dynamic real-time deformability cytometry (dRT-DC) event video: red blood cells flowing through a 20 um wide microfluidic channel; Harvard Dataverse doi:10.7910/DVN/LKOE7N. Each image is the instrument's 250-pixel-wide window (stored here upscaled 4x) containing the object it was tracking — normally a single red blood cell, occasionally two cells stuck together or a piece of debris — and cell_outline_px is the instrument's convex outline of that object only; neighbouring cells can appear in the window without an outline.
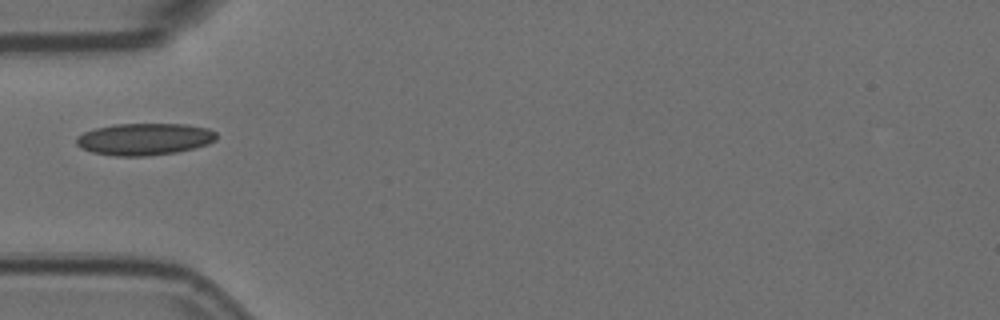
{"species": "Egyptian fruit bat (a non-hibernating species)", "species_latin": "Rousettus aegyptiacus", "temperature_condition": "room temperature", "stored_images_in_passage": 1, "camera_frame_rate_fps": 3000, "um_per_image_px": 0.085, "animal": {"sex": "female"}, "frame": {"image": 1, "passage_image": 1, "time_ms": 0.0, "image_size_px": [1000, 320], "cell_outline_px": [[216, 140], [208, 144], [176, 152], [148, 156], [116, 156], [92, 152], [76, 144], [76, 136], [84, 132], [96, 128], [116, 124], [184, 124], [208, 128], [216, 132]], "centroid_in_image_um": [12.28, 11.82], "position_along_channel_um": 72.7, "area_um2": 25.95}}